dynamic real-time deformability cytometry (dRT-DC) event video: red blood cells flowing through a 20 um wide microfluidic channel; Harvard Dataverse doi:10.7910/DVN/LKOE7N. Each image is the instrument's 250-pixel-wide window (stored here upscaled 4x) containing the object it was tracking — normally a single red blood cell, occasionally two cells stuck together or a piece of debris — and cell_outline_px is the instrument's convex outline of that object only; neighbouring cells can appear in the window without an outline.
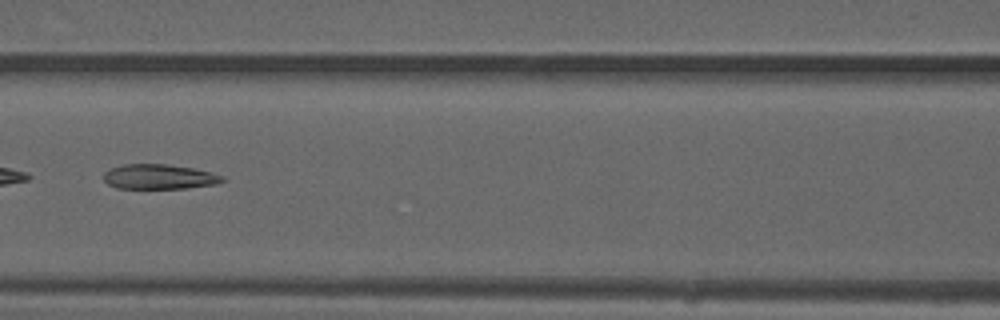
{"species": "common noctule bat (a hibernating species)", "species_latin": "Nyctalus noctula", "temperature_condition": "warm", "stored_images_in_passage": 49, "camera_frame_rate_fps": 3000, "um_per_image_px": 0.085, "animal": {"sex": "male", "forearm_length_mm": 52.5}, "frame": {"image": 1, "passage_image": 22, "time_ms": 7.0, "image_size_px": [1000, 320], "cell_outline_px": [[224, 180], [216, 184], [184, 188], [116, 188], [108, 184], [104, 180], [104, 172], [112, 168], [124, 164], [164, 164], [192, 168], [212, 172], [224, 176]], "centroid_in_image_um": [13.53, 15.02], "position_along_channel_um": 153.1, "area_um2": 17.05}}
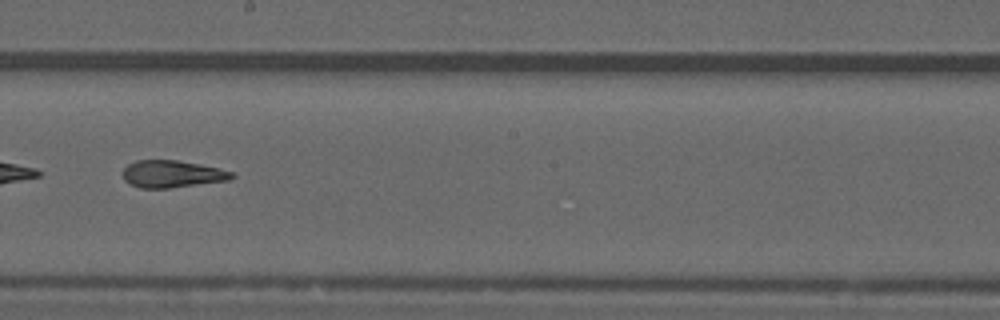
{"frame": {"image": 2, "passage_image": 28, "time_ms": 9.0, "image_size_px": [1000, 320], "cell_outline_px": [[236, 176], [228, 180], [168, 188], [140, 188], [128, 184], [124, 180], [124, 168], [128, 164], [136, 160], [176, 160], [200, 164], [232, 172]], "centroid_in_image_um": [14.59, 14.79], "position_along_channel_um": 233.6, "area_um2": 17.11}, "authors_computed_cell_mechanics": {"area_um2": 18.207, "velocity_mm_per_s": 4.0438, "shape_relaxation_time_tau1_ms": null, "shape_relaxation_time_tau2_ms": 2.0342, "deformation_change_tau1": null, "deformation_change_tau2": 0.1193}}